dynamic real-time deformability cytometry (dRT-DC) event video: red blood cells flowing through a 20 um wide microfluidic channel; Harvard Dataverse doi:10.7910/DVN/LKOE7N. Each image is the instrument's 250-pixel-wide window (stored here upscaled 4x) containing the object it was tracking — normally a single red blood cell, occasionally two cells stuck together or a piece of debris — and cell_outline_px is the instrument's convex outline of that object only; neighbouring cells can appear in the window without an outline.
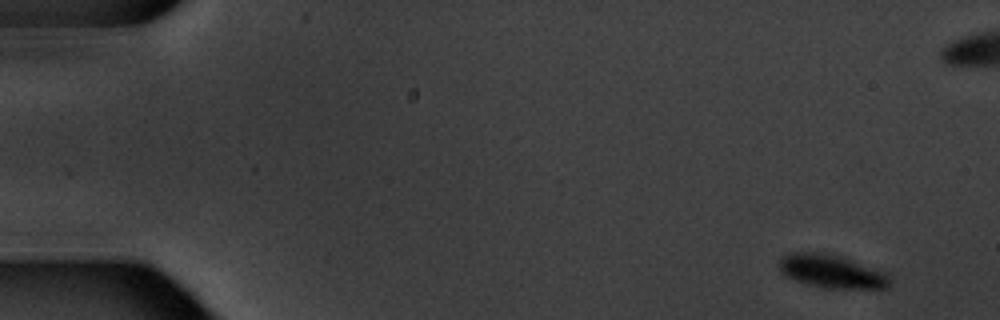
{"species": "common noctule bat (a hibernating species)", "species_latin": "Nyctalus noctula", "temperature_condition": "warm", "stored_images_in_passage": 7, "camera_frame_rate_fps": 3000, "um_per_image_px": 0.085, "animal": {"sex": "male", "body_mass_g": 20.1, "forearm_length_mm": 53.5}, "frame": {"image": 1, "passage_image": 1, "time_ms": 0.0, "image_size_px": [1000, 320], "cell_outline_px": [[888, 288], [820, 288], [784, 276], [780, 272], [780, 260], [784, 256], [792, 252], [820, 252], [840, 256], [852, 260], [884, 272], [888, 276]], "centroid_in_image_um": [70.64, 23.07], "position_along_channel_um": 14.4, "area_um2": 21.15}}